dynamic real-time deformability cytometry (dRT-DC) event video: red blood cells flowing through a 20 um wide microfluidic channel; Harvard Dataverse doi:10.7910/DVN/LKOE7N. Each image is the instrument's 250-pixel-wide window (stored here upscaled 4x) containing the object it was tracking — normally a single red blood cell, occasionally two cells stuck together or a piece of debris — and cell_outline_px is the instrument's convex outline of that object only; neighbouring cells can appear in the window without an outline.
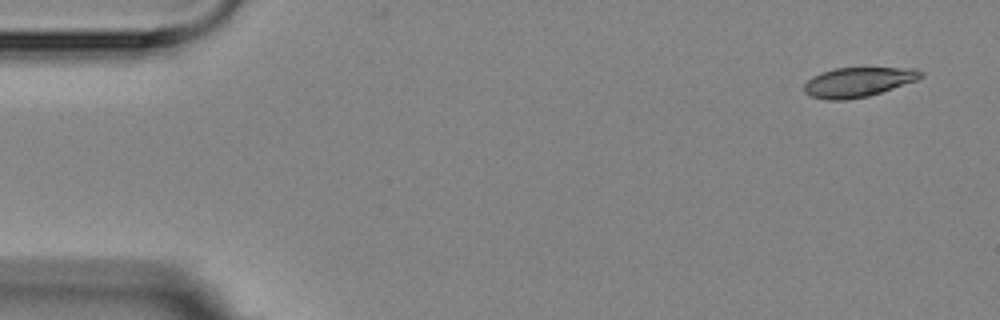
{"species": "Egyptian fruit bat (a non-hibernating species)", "species_latin": "Rousettus aegyptiacus", "temperature_condition": "room temperature", "stored_images_in_passage": 5, "camera_frame_rate_fps": 3000, "um_per_image_px": 0.085, "animal": {"sex": "female"}, "frame": {"image": 1, "passage_image": 1, "time_ms": 0.0, "image_size_px": [1000, 320], "cell_outline_px": [[924, 76], [916, 80], [868, 96], [844, 100], [828, 100], [812, 96], [804, 92], [804, 84], [812, 76], [820, 72], [836, 68], [916, 68], [924, 72]], "centroid_in_image_um": [72.93, 6.97], "position_along_channel_um": 12.1, "area_um2": 20.0}}
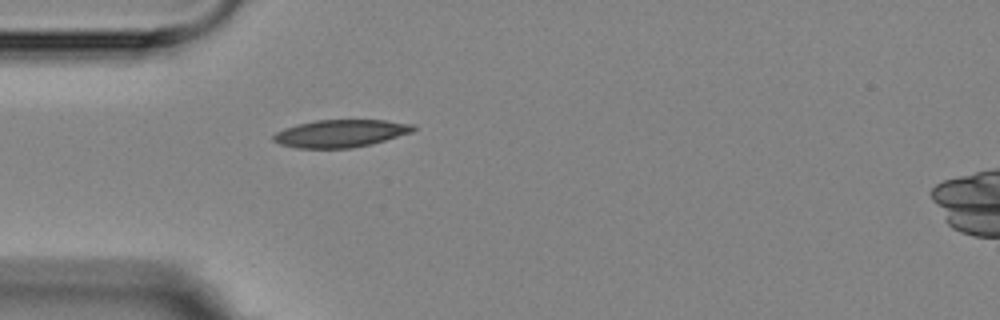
{"frame": {"image": 2, "passage_image": 5, "time_ms": 4.333, "image_size_px": [1000, 320], "cell_outline_px": [[416, 128], [412, 132], [372, 144], [352, 148], [296, 148], [280, 144], [272, 140], [272, 136], [276, 132], [284, 128], [296, 124], [316, 120], [384, 120], [416, 124]], "centroid_in_image_um": [28.95, 11.34], "position_along_channel_um": 56.1, "area_um2": 22.6}}